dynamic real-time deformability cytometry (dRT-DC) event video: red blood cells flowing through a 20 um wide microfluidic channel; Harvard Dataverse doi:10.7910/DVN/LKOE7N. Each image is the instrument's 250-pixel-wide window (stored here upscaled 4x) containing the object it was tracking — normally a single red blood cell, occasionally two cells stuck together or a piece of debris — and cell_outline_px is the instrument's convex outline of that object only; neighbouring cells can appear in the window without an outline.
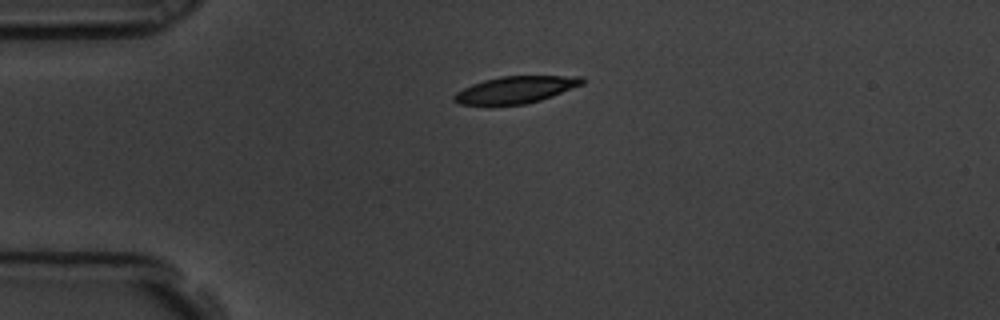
{"species": "common noctule bat (a hibernating species)", "species_latin": "Nyctalus noctula", "temperature_condition": "room temperature", "stored_images_in_passage": 3, "camera_frame_rate_fps": 3000, "um_per_image_px": 0.085, "animal": {"sex": "male", "body_mass_g": 19.5, "forearm_length_mm": 54.6}, "frame": {"image": 1, "passage_image": 1, "time_ms": 0.0, "image_size_px": [1000, 320], "cell_outline_px": [[588, 80], [584, 84], [552, 96], [540, 100], [524, 104], [460, 104], [452, 100], [452, 96], [456, 92], [472, 84], [484, 80], [500, 76], [584, 76]], "centroid_in_image_um": [43.88, 7.61], "position_along_channel_um": 41.1, "area_um2": 20.06}}
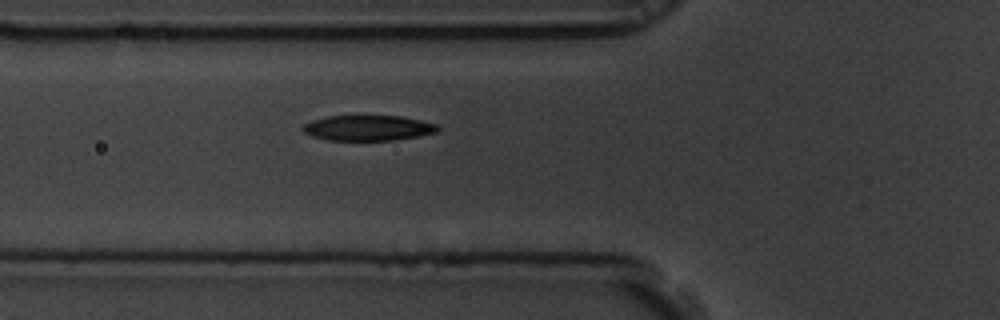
{"frame": {"image": 2, "passage_image": 3, "time_ms": 0.667, "image_size_px": [1000, 320], "cell_outline_px": [[440, 128], [436, 132], [396, 140], [328, 140], [312, 136], [304, 132], [300, 128], [304, 124], [312, 120], [328, 116], [400, 116], [420, 120], [436, 124]], "centroid_in_image_um": [31.25, 10.87], "position_along_channel_um": 94.5, "area_um2": 19.83}}